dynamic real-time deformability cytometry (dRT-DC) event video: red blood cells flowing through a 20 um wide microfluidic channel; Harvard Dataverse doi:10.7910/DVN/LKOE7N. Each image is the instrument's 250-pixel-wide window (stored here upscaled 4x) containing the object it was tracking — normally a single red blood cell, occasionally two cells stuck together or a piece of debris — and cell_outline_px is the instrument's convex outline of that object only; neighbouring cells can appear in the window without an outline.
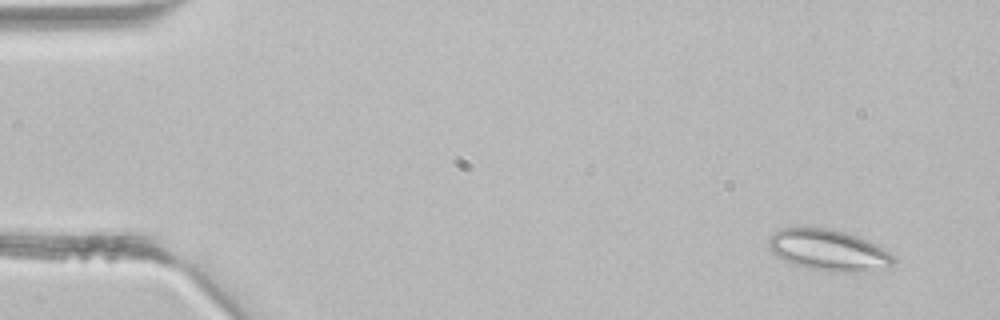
{"species": "common noctule bat (a hibernating species)", "species_latin": "Nyctalus noctula", "temperature_condition": "room temperature", "stored_images_in_passage": 3, "camera_frame_rate_fps": 3000, "um_per_image_px": 0.085, "animal": {"sex": "male", "body_mass_g": 21.5, "forearm_length_mm": 52.0}, "frame": {"image": 1, "passage_image": 3, "time_ms": 0.667, "image_size_px": [1000, 320], "cell_outline_px": [[896, 260], [888, 268], [856, 272], [832, 272], [808, 268], [796, 264], [776, 256], [768, 248], [768, 240], [780, 228], [828, 228], [844, 232], [868, 240], [876, 244], [888, 252]], "centroid_in_image_um": [70.43, 21.27], "position_along_channel_um": 14.6, "area_um2": 29.71}}